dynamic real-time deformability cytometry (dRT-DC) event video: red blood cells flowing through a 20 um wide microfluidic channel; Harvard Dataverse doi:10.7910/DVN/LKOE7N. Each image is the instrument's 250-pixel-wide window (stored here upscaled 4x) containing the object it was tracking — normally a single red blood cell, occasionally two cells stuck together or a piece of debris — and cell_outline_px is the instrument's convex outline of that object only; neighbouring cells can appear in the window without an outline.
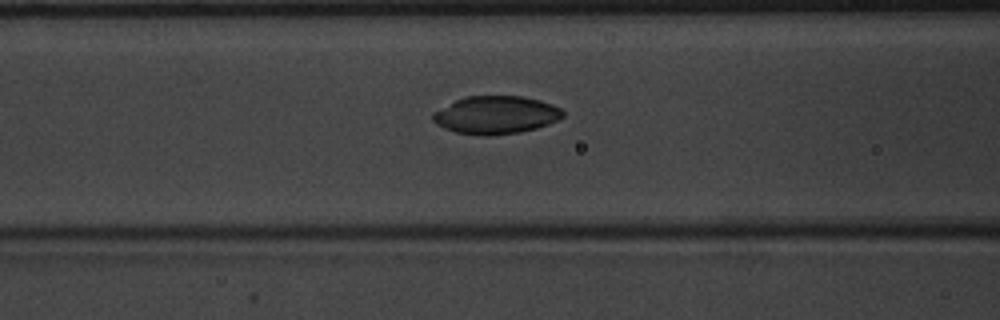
{"species": "common noctule bat (a hibernating species)", "species_latin": "Nyctalus noctula", "temperature_condition": "warm", "stored_images_in_passage": 39, "camera_frame_rate_fps": 3000, "um_per_image_px": 0.085, "animal": {"sex": "male", "body_mass_g": 20.1, "forearm_length_mm": 53.5}, "frame": {"image": 1, "passage_image": 9, "time_ms": 2.667, "image_size_px": [1000, 320], "cell_outline_px": [[564, 116], [560, 120], [536, 128], [520, 132], [488, 136], [484, 136], [456, 132], [444, 128], [436, 124], [432, 120], [432, 112], [464, 96], [520, 96], [540, 100], [552, 104], [560, 108], [564, 112]], "centroid_in_image_um": [42.15, 9.77], "position_along_channel_um": 124.5, "area_um2": 28.84}}
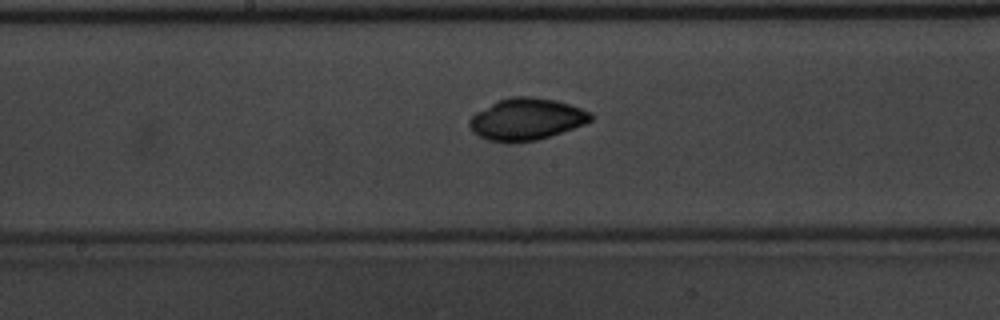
{"frame": {"image": 2, "passage_image": 15, "time_ms": 4.667, "image_size_px": [1000, 320], "cell_outline_px": [[592, 120], [584, 124], [536, 140], [508, 144], [488, 140], [472, 132], [468, 124], [468, 120], [476, 112], [496, 100], [512, 96], [532, 96], [556, 100], [592, 112]], "centroid_in_image_um": [44.7, 10.13], "position_along_channel_um": 203.5, "area_um2": 29.71}}
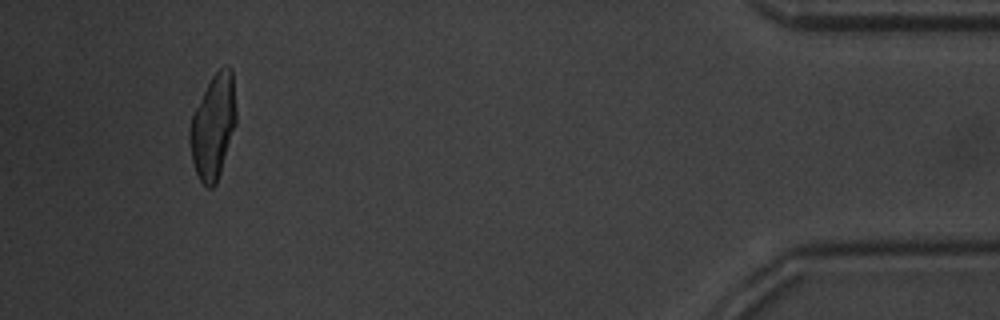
{"frame": {"image": 3, "passage_image": 36, "time_ms": 11.667, "image_size_px": [1000, 320], "cell_outline_px": [[236, 124], [216, 184], [212, 188], [208, 188], [200, 180], [196, 172], [192, 160], [188, 140], [188, 132], [192, 116], [212, 76], [224, 64], [228, 64], [232, 68], [236, 112]], "centroid_in_image_um": [18.12, 10.74], "position_along_channel_um": 417.1, "area_um2": 28.03}, "authors_computed_cell_mechanics": {"area_um2": 28.611, "velocity_mm_per_s": 3.9363, "shape_relaxation_time_tau1_ms": 2.6182, "shape_relaxation_time_tau2_ms": 1.946, "deformation_change_tau1": 0.0782, "deformation_change_tau2": 0.0235}}